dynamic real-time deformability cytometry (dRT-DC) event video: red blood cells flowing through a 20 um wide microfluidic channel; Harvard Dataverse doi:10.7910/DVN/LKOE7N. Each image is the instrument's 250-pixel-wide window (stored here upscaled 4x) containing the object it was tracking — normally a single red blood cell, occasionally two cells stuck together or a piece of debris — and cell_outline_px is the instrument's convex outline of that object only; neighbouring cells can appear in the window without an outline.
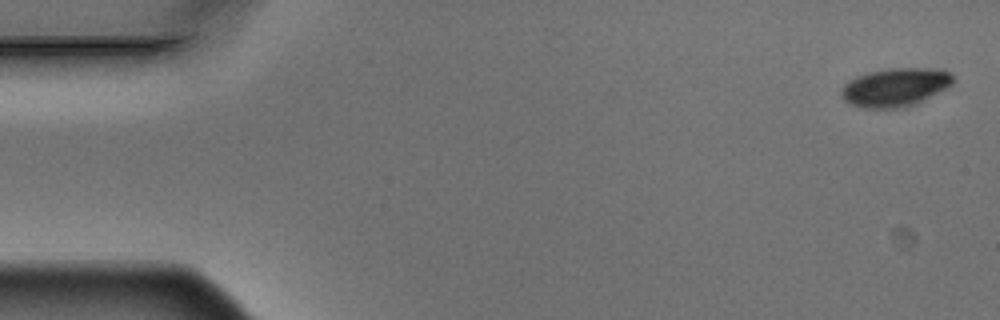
{"species": "Egyptian fruit bat (a non-hibernating species)", "species_latin": "Rousettus aegyptiacus", "temperature_condition": "warm", "stored_images_in_passage": 5, "camera_frame_rate_fps": 3000, "um_per_image_px": 0.085, "animal": {"sex": "male"}, "frame": {"image": 1, "passage_image": 1, "time_ms": 0.0, "image_size_px": [1000, 320], "cell_outline_px": [[952, 84], [948, 88], [916, 104], [904, 108], [860, 108], [844, 100], [840, 96], [840, 88], [848, 80], [856, 76], [868, 72], [888, 68], [944, 68], [952, 76]], "centroid_in_image_um": [76.08, 7.41], "position_along_channel_um": 8.9, "area_um2": 25.49}}
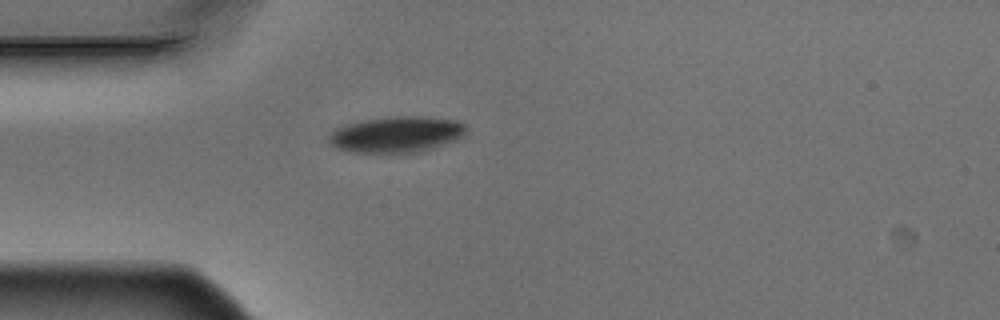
{"frame": {"image": 2, "passage_image": 5, "time_ms": 1.333, "image_size_px": [1000, 320], "cell_outline_px": [[468, 128], [464, 136], [456, 140], [436, 148], [416, 152], [348, 152], [336, 148], [328, 140], [328, 136], [336, 128], [344, 124], [392, 116], [424, 116], [456, 120], [464, 124]], "centroid_in_image_um": [33.74, 11.42], "position_along_channel_um": 51.3, "area_um2": 28.96}}